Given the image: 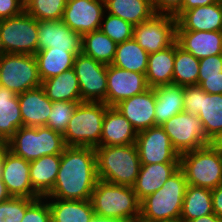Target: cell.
Segmentation results:
<instances>
[{"label": "cell", "mask_w": 222, "mask_h": 222, "mask_svg": "<svg viewBox=\"0 0 222 222\" xmlns=\"http://www.w3.org/2000/svg\"><path fill=\"white\" fill-rule=\"evenodd\" d=\"M21 222H51V212L47 198H27V210Z\"/></svg>", "instance_id": "41"}, {"label": "cell", "mask_w": 222, "mask_h": 222, "mask_svg": "<svg viewBox=\"0 0 222 222\" xmlns=\"http://www.w3.org/2000/svg\"><path fill=\"white\" fill-rule=\"evenodd\" d=\"M8 150V141L0 138V161L3 158L4 153Z\"/></svg>", "instance_id": "51"}, {"label": "cell", "mask_w": 222, "mask_h": 222, "mask_svg": "<svg viewBox=\"0 0 222 222\" xmlns=\"http://www.w3.org/2000/svg\"><path fill=\"white\" fill-rule=\"evenodd\" d=\"M0 46L3 53L35 55L38 51V21L25 11L0 20Z\"/></svg>", "instance_id": "10"}, {"label": "cell", "mask_w": 222, "mask_h": 222, "mask_svg": "<svg viewBox=\"0 0 222 222\" xmlns=\"http://www.w3.org/2000/svg\"><path fill=\"white\" fill-rule=\"evenodd\" d=\"M155 126H161L168 119L183 112L184 87L179 84H167L154 87Z\"/></svg>", "instance_id": "25"}, {"label": "cell", "mask_w": 222, "mask_h": 222, "mask_svg": "<svg viewBox=\"0 0 222 222\" xmlns=\"http://www.w3.org/2000/svg\"><path fill=\"white\" fill-rule=\"evenodd\" d=\"M179 155L212 144L198 115L181 112L161 125Z\"/></svg>", "instance_id": "11"}, {"label": "cell", "mask_w": 222, "mask_h": 222, "mask_svg": "<svg viewBox=\"0 0 222 222\" xmlns=\"http://www.w3.org/2000/svg\"><path fill=\"white\" fill-rule=\"evenodd\" d=\"M27 210V197H11L0 203V222H21Z\"/></svg>", "instance_id": "40"}, {"label": "cell", "mask_w": 222, "mask_h": 222, "mask_svg": "<svg viewBox=\"0 0 222 222\" xmlns=\"http://www.w3.org/2000/svg\"><path fill=\"white\" fill-rule=\"evenodd\" d=\"M97 176L95 148L67 146L53 189L45 196L61 200H90Z\"/></svg>", "instance_id": "1"}, {"label": "cell", "mask_w": 222, "mask_h": 222, "mask_svg": "<svg viewBox=\"0 0 222 222\" xmlns=\"http://www.w3.org/2000/svg\"><path fill=\"white\" fill-rule=\"evenodd\" d=\"M154 88H149L141 94L134 95L114 107L132 124L138 132L155 126Z\"/></svg>", "instance_id": "19"}, {"label": "cell", "mask_w": 222, "mask_h": 222, "mask_svg": "<svg viewBox=\"0 0 222 222\" xmlns=\"http://www.w3.org/2000/svg\"><path fill=\"white\" fill-rule=\"evenodd\" d=\"M153 222H182L180 219L158 220Z\"/></svg>", "instance_id": "54"}, {"label": "cell", "mask_w": 222, "mask_h": 222, "mask_svg": "<svg viewBox=\"0 0 222 222\" xmlns=\"http://www.w3.org/2000/svg\"><path fill=\"white\" fill-rule=\"evenodd\" d=\"M79 103L81 102H53L46 126L53 129L54 131L64 134L68 127L69 120L73 116V113Z\"/></svg>", "instance_id": "39"}, {"label": "cell", "mask_w": 222, "mask_h": 222, "mask_svg": "<svg viewBox=\"0 0 222 222\" xmlns=\"http://www.w3.org/2000/svg\"><path fill=\"white\" fill-rule=\"evenodd\" d=\"M2 169H3V158L0 161V179H2Z\"/></svg>", "instance_id": "56"}, {"label": "cell", "mask_w": 222, "mask_h": 222, "mask_svg": "<svg viewBox=\"0 0 222 222\" xmlns=\"http://www.w3.org/2000/svg\"><path fill=\"white\" fill-rule=\"evenodd\" d=\"M24 11L18 0H0V20L19 16Z\"/></svg>", "instance_id": "44"}, {"label": "cell", "mask_w": 222, "mask_h": 222, "mask_svg": "<svg viewBox=\"0 0 222 222\" xmlns=\"http://www.w3.org/2000/svg\"><path fill=\"white\" fill-rule=\"evenodd\" d=\"M3 54V51H2V49H1V46H0V56Z\"/></svg>", "instance_id": "58"}, {"label": "cell", "mask_w": 222, "mask_h": 222, "mask_svg": "<svg viewBox=\"0 0 222 222\" xmlns=\"http://www.w3.org/2000/svg\"><path fill=\"white\" fill-rule=\"evenodd\" d=\"M148 57L149 54L132 38L117 44L112 65L128 71L146 74Z\"/></svg>", "instance_id": "34"}, {"label": "cell", "mask_w": 222, "mask_h": 222, "mask_svg": "<svg viewBox=\"0 0 222 222\" xmlns=\"http://www.w3.org/2000/svg\"><path fill=\"white\" fill-rule=\"evenodd\" d=\"M123 222H149L148 220H145L141 215L137 216L135 218L130 219H123Z\"/></svg>", "instance_id": "52"}, {"label": "cell", "mask_w": 222, "mask_h": 222, "mask_svg": "<svg viewBox=\"0 0 222 222\" xmlns=\"http://www.w3.org/2000/svg\"><path fill=\"white\" fill-rule=\"evenodd\" d=\"M222 72V54L199 59V77H213Z\"/></svg>", "instance_id": "42"}, {"label": "cell", "mask_w": 222, "mask_h": 222, "mask_svg": "<svg viewBox=\"0 0 222 222\" xmlns=\"http://www.w3.org/2000/svg\"><path fill=\"white\" fill-rule=\"evenodd\" d=\"M176 42L197 59L222 54V31H176Z\"/></svg>", "instance_id": "22"}, {"label": "cell", "mask_w": 222, "mask_h": 222, "mask_svg": "<svg viewBox=\"0 0 222 222\" xmlns=\"http://www.w3.org/2000/svg\"><path fill=\"white\" fill-rule=\"evenodd\" d=\"M133 28L134 26L127 21L105 11L99 29L119 44L133 38Z\"/></svg>", "instance_id": "38"}, {"label": "cell", "mask_w": 222, "mask_h": 222, "mask_svg": "<svg viewBox=\"0 0 222 222\" xmlns=\"http://www.w3.org/2000/svg\"><path fill=\"white\" fill-rule=\"evenodd\" d=\"M90 201L95 215L101 217L125 220L140 216V201L131 186L98 179Z\"/></svg>", "instance_id": "4"}, {"label": "cell", "mask_w": 222, "mask_h": 222, "mask_svg": "<svg viewBox=\"0 0 222 222\" xmlns=\"http://www.w3.org/2000/svg\"><path fill=\"white\" fill-rule=\"evenodd\" d=\"M177 19L172 15L155 14L133 28V38L148 53L169 47L176 40Z\"/></svg>", "instance_id": "12"}, {"label": "cell", "mask_w": 222, "mask_h": 222, "mask_svg": "<svg viewBox=\"0 0 222 222\" xmlns=\"http://www.w3.org/2000/svg\"><path fill=\"white\" fill-rule=\"evenodd\" d=\"M18 101L23 126L47 125L53 102L46 96L41 86L18 94Z\"/></svg>", "instance_id": "21"}, {"label": "cell", "mask_w": 222, "mask_h": 222, "mask_svg": "<svg viewBox=\"0 0 222 222\" xmlns=\"http://www.w3.org/2000/svg\"><path fill=\"white\" fill-rule=\"evenodd\" d=\"M105 10L133 26L149 20L156 14L152 0H105Z\"/></svg>", "instance_id": "30"}, {"label": "cell", "mask_w": 222, "mask_h": 222, "mask_svg": "<svg viewBox=\"0 0 222 222\" xmlns=\"http://www.w3.org/2000/svg\"><path fill=\"white\" fill-rule=\"evenodd\" d=\"M66 147L63 134L47 126H22L8 140V150L29 162L45 155L62 154Z\"/></svg>", "instance_id": "5"}, {"label": "cell", "mask_w": 222, "mask_h": 222, "mask_svg": "<svg viewBox=\"0 0 222 222\" xmlns=\"http://www.w3.org/2000/svg\"><path fill=\"white\" fill-rule=\"evenodd\" d=\"M183 0H152L156 14L175 16L182 8Z\"/></svg>", "instance_id": "43"}, {"label": "cell", "mask_w": 222, "mask_h": 222, "mask_svg": "<svg viewBox=\"0 0 222 222\" xmlns=\"http://www.w3.org/2000/svg\"><path fill=\"white\" fill-rule=\"evenodd\" d=\"M98 179L133 186L138 177L141 161L136 144L95 147Z\"/></svg>", "instance_id": "2"}, {"label": "cell", "mask_w": 222, "mask_h": 222, "mask_svg": "<svg viewBox=\"0 0 222 222\" xmlns=\"http://www.w3.org/2000/svg\"><path fill=\"white\" fill-rule=\"evenodd\" d=\"M61 154L45 155L30 162V181L33 189L45 197L54 186L59 171Z\"/></svg>", "instance_id": "26"}, {"label": "cell", "mask_w": 222, "mask_h": 222, "mask_svg": "<svg viewBox=\"0 0 222 222\" xmlns=\"http://www.w3.org/2000/svg\"><path fill=\"white\" fill-rule=\"evenodd\" d=\"M41 81L73 68L75 55L67 50L47 48L35 53Z\"/></svg>", "instance_id": "31"}, {"label": "cell", "mask_w": 222, "mask_h": 222, "mask_svg": "<svg viewBox=\"0 0 222 222\" xmlns=\"http://www.w3.org/2000/svg\"><path fill=\"white\" fill-rule=\"evenodd\" d=\"M11 197L12 196L8 192L7 187L5 186L4 182L2 181V179H0V203L8 200Z\"/></svg>", "instance_id": "49"}, {"label": "cell", "mask_w": 222, "mask_h": 222, "mask_svg": "<svg viewBox=\"0 0 222 222\" xmlns=\"http://www.w3.org/2000/svg\"><path fill=\"white\" fill-rule=\"evenodd\" d=\"M135 144L141 164L179 163L180 155L161 126L138 132Z\"/></svg>", "instance_id": "14"}, {"label": "cell", "mask_w": 222, "mask_h": 222, "mask_svg": "<svg viewBox=\"0 0 222 222\" xmlns=\"http://www.w3.org/2000/svg\"><path fill=\"white\" fill-rule=\"evenodd\" d=\"M187 180L179 168L163 186L140 202V215L149 222L180 219Z\"/></svg>", "instance_id": "3"}, {"label": "cell", "mask_w": 222, "mask_h": 222, "mask_svg": "<svg viewBox=\"0 0 222 222\" xmlns=\"http://www.w3.org/2000/svg\"><path fill=\"white\" fill-rule=\"evenodd\" d=\"M188 222H222V220L215 213H212L206 216L193 219Z\"/></svg>", "instance_id": "48"}, {"label": "cell", "mask_w": 222, "mask_h": 222, "mask_svg": "<svg viewBox=\"0 0 222 222\" xmlns=\"http://www.w3.org/2000/svg\"><path fill=\"white\" fill-rule=\"evenodd\" d=\"M41 87L52 102H82L79 82L73 68L43 80Z\"/></svg>", "instance_id": "29"}, {"label": "cell", "mask_w": 222, "mask_h": 222, "mask_svg": "<svg viewBox=\"0 0 222 222\" xmlns=\"http://www.w3.org/2000/svg\"><path fill=\"white\" fill-rule=\"evenodd\" d=\"M117 44L100 29L82 36V53L105 65H111Z\"/></svg>", "instance_id": "35"}, {"label": "cell", "mask_w": 222, "mask_h": 222, "mask_svg": "<svg viewBox=\"0 0 222 222\" xmlns=\"http://www.w3.org/2000/svg\"><path fill=\"white\" fill-rule=\"evenodd\" d=\"M198 85L209 94H222V72L213 77H199Z\"/></svg>", "instance_id": "45"}, {"label": "cell", "mask_w": 222, "mask_h": 222, "mask_svg": "<svg viewBox=\"0 0 222 222\" xmlns=\"http://www.w3.org/2000/svg\"><path fill=\"white\" fill-rule=\"evenodd\" d=\"M90 222H123V219L106 218V217L95 215Z\"/></svg>", "instance_id": "50"}, {"label": "cell", "mask_w": 222, "mask_h": 222, "mask_svg": "<svg viewBox=\"0 0 222 222\" xmlns=\"http://www.w3.org/2000/svg\"><path fill=\"white\" fill-rule=\"evenodd\" d=\"M179 168L187 185L213 190L222 184V159L213 144L181 154Z\"/></svg>", "instance_id": "7"}, {"label": "cell", "mask_w": 222, "mask_h": 222, "mask_svg": "<svg viewBox=\"0 0 222 222\" xmlns=\"http://www.w3.org/2000/svg\"><path fill=\"white\" fill-rule=\"evenodd\" d=\"M183 111L198 115L212 142L222 132V94L206 93L199 85L185 86Z\"/></svg>", "instance_id": "8"}, {"label": "cell", "mask_w": 222, "mask_h": 222, "mask_svg": "<svg viewBox=\"0 0 222 222\" xmlns=\"http://www.w3.org/2000/svg\"><path fill=\"white\" fill-rule=\"evenodd\" d=\"M199 59L181 48L175 40V59L172 83L183 87L198 85Z\"/></svg>", "instance_id": "36"}, {"label": "cell", "mask_w": 222, "mask_h": 222, "mask_svg": "<svg viewBox=\"0 0 222 222\" xmlns=\"http://www.w3.org/2000/svg\"><path fill=\"white\" fill-rule=\"evenodd\" d=\"M175 41L167 48L149 54L146 80L150 88L172 83Z\"/></svg>", "instance_id": "28"}, {"label": "cell", "mask_w": 222, "mask_h": 222, "mask_svg": "<svg viewBox=\"0 0 222 222\" xmlns=\"http://www.w3.org/2000/svg\"><path fill=\"white\" fill-rule=\"evenodd\" d=\"M30 162L7 150L3 155L2 181L13 197L37 199L41 197L30 181Z\"/></svg>", "instance_id": "18"}, {"label": "cell", "mask_w": 222, "mask_h": 222, "mask_svg": "<svg viewBox=\"0 0 222 222\" xmlns=\"http://www.w3.org/2000/svg\"><path fill=\"white\" fill-rule=\"evenodd\" d=\"M67 0H31L25 12L37 21L62 20Z\"/></svg>", "instance_id": "37"}, {"label": "cell", "mask_w": 222, "mask_h": 222, "mask_svg": "<svg viewBox=\"0 0 222 222\" xmlns=\"http://www.w3.org/2000/svg\"><path fill=\"white\" fill-rule=\"evenodd\" d=\"M215 147H222V132L217 136V138L212 142Z\"/></svg>", "instance_id": "53"}, {"label": "cell", "mask_w": 222, "mask_h": 222, "mask_svg": "<svg viewBox=\"0 0 222 222\" xmlns=\"http://www.w3.org/2000/svg\"><path fill=\"white\" fill-rule=\"evenodd\" d=\"M212 213L214 212L211 190L187 185L180 220L188 222Z\"/></svg>", "instance_id": "33"}, {"label": "cell", "mask_w": 222, "mask_h": 222, "mask_svg": "<svg viewBox=\"0 0 222 222\" xmlns=\"http://www.w3.org/2000/svg\"><path fill=\"white\" fill-rule=\"evenodd\" d=\"M137 131L132 124L115 108L107 107L102 124L100 146L135 144Z\"/></svg>", "instance_id": "23"}, {"label": "cell", "mask_w": 222, "mask_h": 222, "mask_svg": "<svg viewBox=\"0 0 222 222\" xmlns=\"http://www.w3.org/2000/svg\"><path fill=\"white\" fill-rule=\"evenodd\" d=\"M107 107L103 102L79 103L63 134L66 146L91 148L100 146Z\"/></svg>", "instance_id": "6"}, {"label": "cell", "mask_w": 222, "mask_h": 222, "mask_svg": "<svg viewBox=\"0 0 222 222\" xmlns=\"http://www.w3.org/2000/svg\"><path fill=\"white\" fill-rule=\"evenodd\" d=\"M50 47L76 56L82 52V36L62 20L38 21V51Z\"/></svg>", "instance_id": "17"}, {"label": "cell", "mask_w": 222, "mask_h": 222, "mask_svg": "<svg viewBox=\"0 0 222 222\" xmlns=\"http://www.w3.org/2000/svg\"><path fill=\"white\" fill-rule=\"evenodd\" d=\"M145 74L107 65V92L104 103L114 107L121 101L149 89Z\"/></svg>", "instance_id": "16"}, {"label": "cell", "mask_w": 222, "mask_h": 222, "mask_svg": "<svg viewBox=\"0 0 222 222\" xmlns=\"http://www.w3.org/2000/svg\"><path fill=\"white\" fill-rule=\"evenodd\" d=\"M220 153L221 159H222V147H216Z\"/></svg>", "instance_id": "57"}, {"label": "cell", "mask_w": 222, "mask_h": 222, "mask_svg": "<svg viewBox=\"0 0 222 222\" xmlns=\"http://www.w3.org/2000/svg\"><path fill=\"white\" fill-rule=\"evenodd\" d=\"M105 0H67L62 21L81 36L100 28Z\"/></svg>", "instance_id": "15"}, {"label": "cell", "mask_w": 222, "mask_h": 222, "mask_svg": "<svg viewBox=\"0 0 222 222\" xmlns=\"http://www.w3.org/2000/svg\"><path fill=\"white\" fill-rule=\"evenodd\" d=\"M213 212L222 220V184L211 190Z\"/></svg>", "instance_id": "47"}, {"label": "cell", "mask_w": 222, "mask_h": 222, "mask_svg": "<svg viewBox=\"0 0 222 222\" xmlns=\"http://www.w3.org/2000/svg\"><path fill=\"white\" fill-rule=\"evenodd\" d=\"M178 169L179 163L141 164L136 182L132 186L138 200L141 202L159 190Z\"/></svg>", "instance_id": "24"}, {"label": "cell", "mask_w": 222, "mask_h": 222, "mask_svg": "<svg viewBox=\"0 0 222 222\" xmlns=\"http://www.w3.org/2000/svg\"><path fill=\"white\" fill-rule=\"evenodd\" d=\"M22 126L18 94L0 86V138L8 141Z\"/></svg>", "instance_id": "32"}, {"label": "cell", "mask_w": 222, "mask_h": 222, "mask_svg": "<svg viewBox=\"0 0 222 222\" xmlns=\"http://www.w3.org/2000/svg\"><path fill=\"white\" fill-rule=\"evenodd\" d=\"M218 2L219 0H183L181 10L174 17L178 19L186 10Z\"/></svg>", "instance_id": "46"}, {"label": "cell", "mask_w": 222, "mask_h": 222, "mask_svg": "<svg viewBox=\"0 0 222 222\" xmlns=\"http://www.w3.org/2000/svg\"><path fill=\"white\" fill-rule=\"evenodd\" d=\"M176 31H222V4L186 10L177 19Z\"/></svg>", "instance_id": "20"}, {"label": "cell", "mask_w": 222, "mask_h": 222, "mask_svg": "<svg viewBox=\"0 0 222 222\" xmlns=\"http://www.w3.org/2000/svg\"><path fill=\"white\" fill-rule=\"evenodd\" d=\"M0 83L15 94L40 87L42 81L35 55L3 53L0 56Z\"/></svg>", "instance_id": "9"}, {"label": "cell", "mask_w": 222, "mask_h": 222, "mask_svg": "<svg viewBox=\"0 0 222 222\" xmlns=\"http://www.w3.org/2000/svg\"><path fill=\"white\" fill-rule=\"evenodd\" d=\"M22 6L25 8L27 6V4L31 1V0H18Z\"/></svg>", "instance_id": "55"}, {"label": "cell", "mask_w": 222, "mask_h": 222, "mask_svg": "<svg viewBox=\"0 0 222 222\" xmlns=\"http://www.w3.org/2000/svg\"><path fill=\"white\" fill-rule=\"evenodd\" d=\"M73 69L76 73L82 102H103L107 92V65L92 57L77 54Z\"/></svg>", "instance_id": "13"}, {"label": "cell", "mask_w": 222, "mask_h": 222, "mask_svg": "<svg viewBox=\"0 0 222 222\" xmlns=\"http://www.w3.org/2000/svg\"><path fill=\"white\" fill-rule=\"evenodd\" d=\"M51 222H90L95 212L90 200L47 198Z\"/></svg>", "instance_id": "27"}]
</instances>
